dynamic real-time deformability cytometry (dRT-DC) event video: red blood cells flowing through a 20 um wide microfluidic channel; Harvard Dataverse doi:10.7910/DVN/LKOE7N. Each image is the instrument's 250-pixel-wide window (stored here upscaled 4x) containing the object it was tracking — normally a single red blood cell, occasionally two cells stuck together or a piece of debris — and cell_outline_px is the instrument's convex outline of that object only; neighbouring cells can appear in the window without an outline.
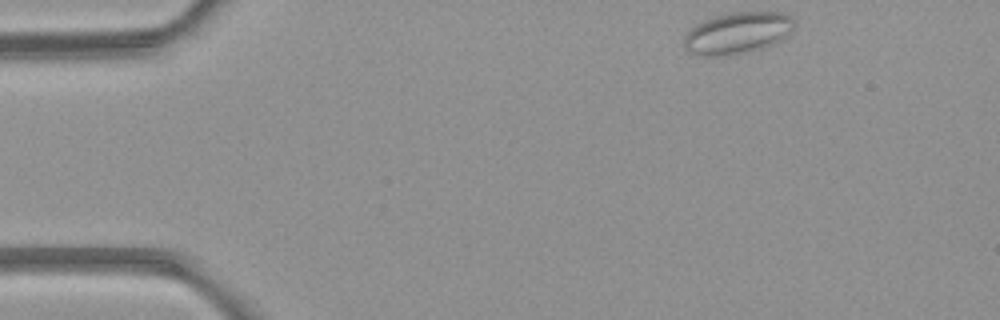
{"species": "common noctule bat (a hibernating species)", "species_latin": "Nyctalus noctula", "temperature_condition": "room temperature", "stored_images_in_passage": 3, "camera_frame_rate_fps": 3000, "um_per_image_px": 0.085, "animal": {"sex": "female", "body_mass_g": 21.9}, "frame": {"image": 1, "passage_image": 1, "time_ms": 0.0, "image_size_px": [1000, 320], "cell_outline_px": [[796, 24], [788, 32], [772, 44], [748, 52], [728, 56], [700, 56], [688, 52], [684, 48], [684, 36], [696, 24], [704, 20], [716, 16], [732, 12], [784, 12], [792, 16], [796, 20]], "centroid_in_image_um": [62.66, 2.81], "position_along_channel_um": 22.3, "area_um2": 26.7}}